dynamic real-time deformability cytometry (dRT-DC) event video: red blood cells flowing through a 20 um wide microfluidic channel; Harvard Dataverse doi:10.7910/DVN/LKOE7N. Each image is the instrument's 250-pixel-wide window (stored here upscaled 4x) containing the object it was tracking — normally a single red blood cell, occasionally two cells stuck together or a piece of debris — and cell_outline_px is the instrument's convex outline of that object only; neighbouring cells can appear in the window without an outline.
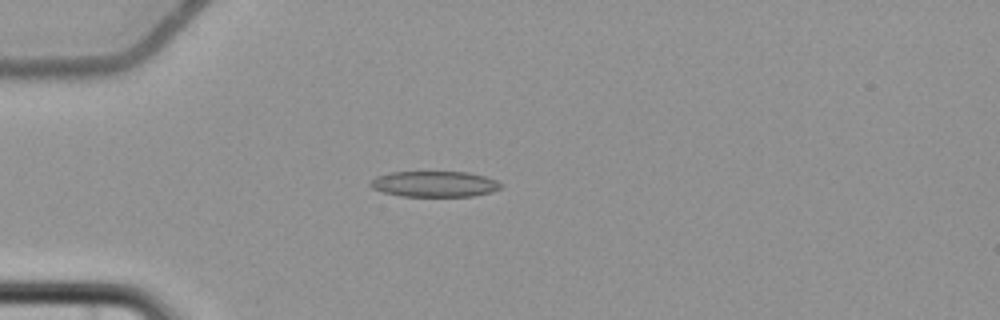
{"species": "common noctule bat (a hibernating species)", "species_latin": "Nyctalus noctula", "temperature_condition": "cold", "stored_images_in_passage": 7, "camera_frame_rate_fps": 3000, "um_per_image_px": 0.085, "animal": {"sex": "female", "body_mass_g": 22.7, "forearm_length_mm": 54.2}, "frame": {"image": 1, "passage_image": 5, "time_ms": 5.0, "image_size_px": [1000, 320], "cell_outline_px": [[504, 184], [500, 188], [492, 192], [472, 196], [400, 196], [384, 192], [372, 188], [368, 184], [376, 176], [392, 172], [468, 172], [484, 176], [496, 180]], "centroid_in_image_um": [36.94, 15.64], "position_along_channel_um": 48.1, "area_um2": 19.59}}
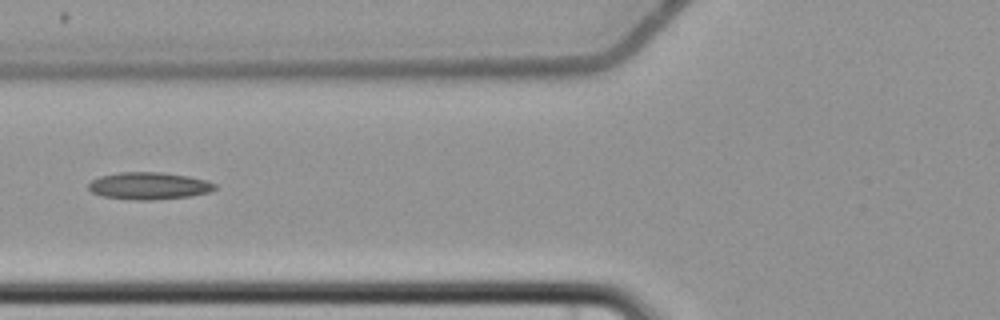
{"frame": {"image": 2, "passage_image": 7, "time_ms": 7.333, "image_size_px": [1000, 320], "cell_outline_px": [[216, 188], [212, 192], [192, 196], [152, 200], [132, 200], [104, 196], [92, 192], [88, 188], [88, 184], [92, 180], [100, 176], [120, 172], [164, 172], [188, 176], [208, 180], [216, 184]], "centroid_in_image_um": [12.71, 15.79], "position_along_channel_um": 113.1, "area_um2": 20.23}}